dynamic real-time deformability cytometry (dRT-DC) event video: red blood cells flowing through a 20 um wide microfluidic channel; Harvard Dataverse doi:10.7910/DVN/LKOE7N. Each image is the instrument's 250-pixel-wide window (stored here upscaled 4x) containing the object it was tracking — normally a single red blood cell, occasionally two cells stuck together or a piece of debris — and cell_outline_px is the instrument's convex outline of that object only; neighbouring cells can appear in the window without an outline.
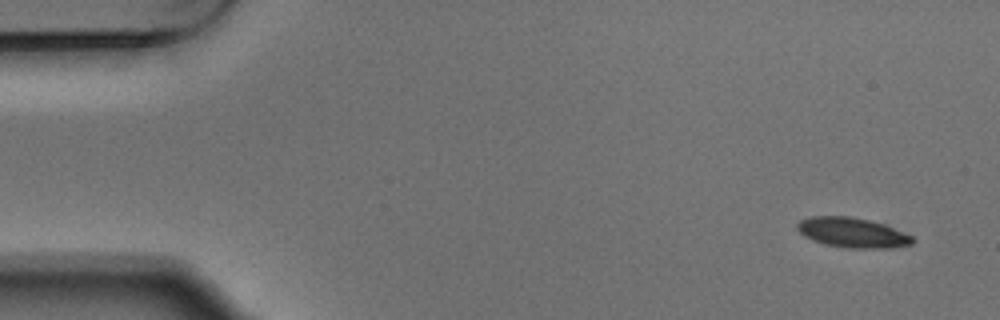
{"species": "Egyptian fruit bat (a non-hibernating species)", "species_latin": "Rousettus aegyptiacus", "temperature_condition": "warm", "stored_images_in_passage": 7, "camera_frame_rate_fps": 3000, "um_per_image_px": 0.085, "animal": {"sex": "male"}, "frame": {"image": 1, "passage_image": 1, "time_ms": 0.0, "image_size_px": [1000, 320], "cell_outline_px": [[912, 244], [884, 248], [848, 248], [824, 244], [812, 240], [804, 236], [796, 228], [796, 224], [800, 220], [812, 216], [848, 216], [868, 220], [892, 228], [912, 236]], "centroid_in_image_um": [72.37, 19.77], "position_along_channel_um": 12.6, "area_um2": 19.71}}
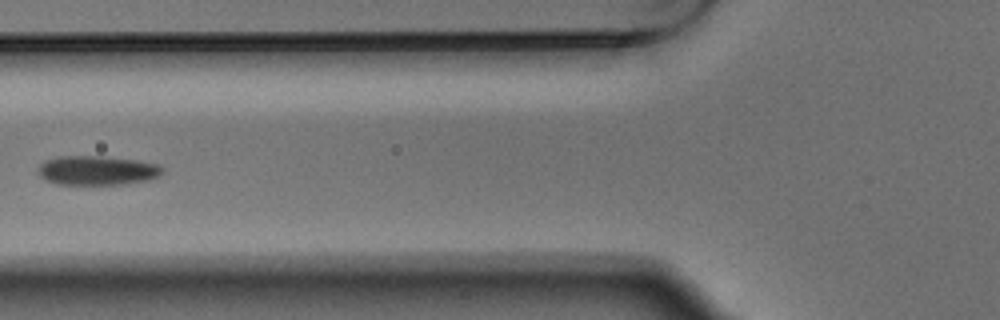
{"frame": {"image": 2, "passage_image": 6, "time_ms": 1.667, "image_size_px": [1000, 320], "cell_outline_px": [[164, 172], [160, 176], [148, 180], [124, 184], [56, 184], [40, 176], [36, 172], [36, 168], [44, 160], [56, 156], [100, 156], [136, 160], [160, 164], [164, 168]], "centroid_in_image_um": [8.26, 14.48], "position_along_channel_um": 117.5, "area_um2": 21.5}}
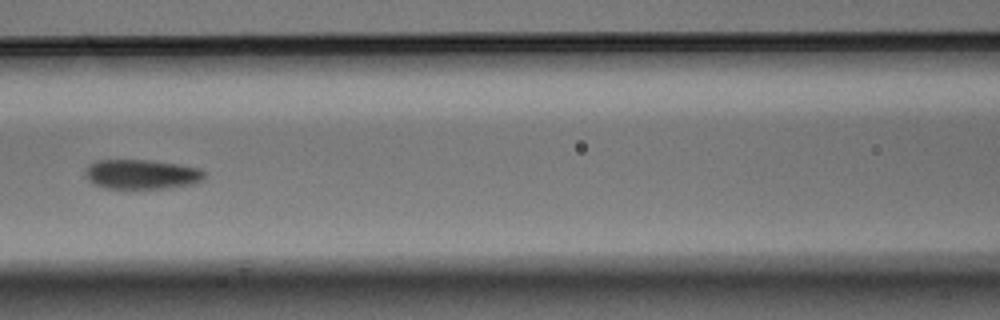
{"frame": {"image": 3, "passage_image": 7, "time_ms": 2.0, "image_size_px": [1000, 320], "cell_outline_px": [[204, 180], [192, 184], [168, 188], [104, 188], [92, 184], [84, 176], [84, 172], [88, 164], [96, 160], [152, 160], [180, 164], [200, 168], [204, 172]], "centroid_in_image_um": [12.01, 14.81], "position_along_channel_um": 154.6, "area_um2": 20.87}}